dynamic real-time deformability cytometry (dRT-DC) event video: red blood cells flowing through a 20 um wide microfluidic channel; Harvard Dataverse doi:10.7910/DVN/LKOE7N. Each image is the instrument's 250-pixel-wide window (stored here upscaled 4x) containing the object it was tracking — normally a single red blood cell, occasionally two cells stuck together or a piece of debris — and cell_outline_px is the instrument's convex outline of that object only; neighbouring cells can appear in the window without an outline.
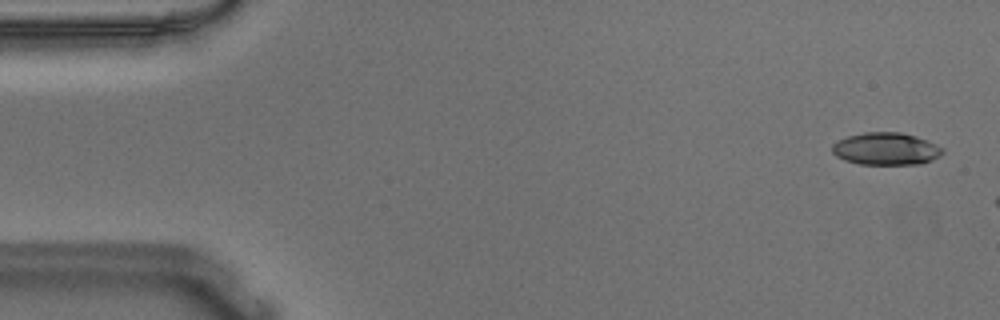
{"species": "Egyptian fruit bat (a non-hibernating species)", "species_latin": "Rousettus aegyptiacus", "temperature_condition": "warm", "stored_images_in_passage": 8, "camera_frame_rate_fps": 3000, "um_per_image_px": 0.085, "animal": {"sex": "male"}, "frame": {"image": 1, "passage_image": 2, "time_ms": 0.333, "image_size_px": [1000, 320], "cell_outline_px": [[944, 152], [940, 156], [932, 160], [920, 164], [860, 164], [844, 160], [836, 156], [832, 152], [832, 144], [836, 140], [848, 136], [864, 132], [900, 132], [916, 136], [928, 140], [944, 148]], "centroid_in_image_um": [75.31, 12.64], "position_along_channel_um": 9.7, "area_um2": 21.04}}